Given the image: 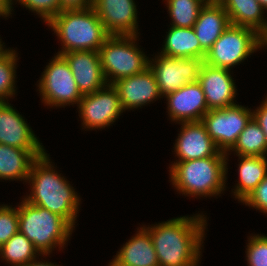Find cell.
<instances>
[{
	"label": "cell",
	"instance_id": "obj_1",
	"mask_svg": "<svg viewBox=\"0 0 267 266\" xmlns=\"http://www.w3.org/2000/svg\"><path fill=\"white\" fill-rule=\"evenodd\" d=\"M203 213L143 226L151 235L159 266H200L207 230Z\"/></svg>",
	"mask_w": 267,
	"mask_h": 266
},
{
	"label": "cell",
	"instance_id": "obj_2",
	"mask_svg": "<svg viewBox=\"0 0 267 266\" xmlns=\"http://www.w3.org/2000/svg\"><path fill=\"white\" fill-rule=\"evenodd\" d=\"M49 156L45 153L33 162L27 180L31 192L24 199L61 216L75 229L81 199L70 182L54 169Z\"/></svg>",
	"mask_w": 267,
	"mask_h": 266
},
{
	"label": "cell",
	"instance_id": "obj_3",
	"mask_svg": "<svg viewBox=\"0 0 267 266\" xmlns=\"http://www.w3.org/2000/svg\"><path fill=\"white\" fill-rule=\"evenodd\" d=\"M227 167L226 157L174 162L169 166V179L179 194L193 198L216 197L226 188Z\"/></svg>",
	"mask_w": 267,
	"mask_h": 266
},
{
	"label": "cell",
	"instance_id": "obj_4",
	"mask_svg": "<svg viewBox=\"0 0 267 266\" xmlns=\"http://www.w3.org/2000/svg\"><path fill=\"white\" fill-rule=\"evenodd\" d=\"M47 26L54 31L62 45L58 55L81 50L99 51L110 36L92 6L86 9L63 10Z\"/></svg>",
	"mask_w": 267,
	"mask_h": 266
},
{
	"label": "cell",
	"instance_id": "obj_5",
	"mask_svg": "<svg viewBox=\"0 0 267 266\" xmlns=\"http://www.w3.org/2000/svg\"><path fill=\"white\" fill-rule=\"evenodd\" d=\"M22 199L18 205L19 232L33 243L41 256H49L57 247L63 249L74 228L61 216Z\"/></svg>",
	"mask_w": 267,
	"mask_h": 266
},
{
	"label": "cell",
	"instance_id": "obj_6",
	"mask_svg": "<svg viewBox=\"0 0 267 266\" xmlns=\"http://www.w3.org/2000/svg\"><path fill=\"white\" fill-rule=\"evenodd\" d=\"M137 35H110L99 48L102 72L107 84L143 72L149 57L137 46Z\"/></svg>",
	"mask_w": 267,
	"mask_h": 266
},
{
	"label": "cell",
	"instance_id": "obj_7",
	"mask_svg": "<svg viewBox=\"0 0 267 266\" xmlns=\"http://www.w3.org/2000/svg\"><path fill=\"white\" fill-rule=\"evenodd\" d=\"M262 49V36L252 28L230 24L206 52L204 62L231 70Z\"/></svg>",
	"mask_w": 267,
	"mask_h": 266
},
{
	"label": "cell",
	"instance_id": "obj_8",
	"mask_svg": "<svg viewBox=\"0 0 267 266\" xmlns=\"http://www.w3.org/2000/svg\"><path fill=\"white\" fill-rule=\"evenodd\" d=\"M47 64L37 84L42 103L48 107L78 105L83 95L66 59L56 54Z\"/></svg>",
	"mask_w": 267,
	"mask_h": 266
},
{
	"label": "cell",
	"instance_id": "obj_9",
	"mask_svg": "<svg viewBox=\"0 0 267 266\" xmlns=\"http://www.w3.org/2000/svg\"><path fill=\"white\" fill-rule=\"evenodd\" d=\"M252 118V110L236 104L221 109H211L202 118L207 133L218 149L228 153L236 144L238 136Z\"/></svg>",
	"mask_w": 267,
	"mask_h": 266
},
{
	"label": "cell",
	"instance_id": "obj_10",
	"mask_svg": "<svg viewBox=\"0 0 267 266\" xmlns=\"http://www.w3.org/2000/svg\"><path fill=\"white\" fill-rule=\"evenodd\" d=\"M149 58V68L153 71L162 97L177 91L186 84L198 81L202 63L200 58H178L157 53Z\"/></svg>",
	"mask_w": 267,
	"mask_h": 266
},
{
	"label": "cell",
	"instance_id": "obj_11",
	"mask_svg": "<svg viewBox=\"0 0 267 266\" xmlns=\"http://www.w3.org/2000/svg\"><path fill=\"white\" fill-rule=\"evenodd\" d=\"M77 107L82 128L86 130L109 127L125 112L112 84H106L94 93L83 95Z\"/></svg>",
	"mask_w": 267,
	"mask_h": 266
},
{
	"label": "cell",
	"instance_id": "obj_12",
	"mask_svg": "<svg viewBox=\"0 0 267 266\" xmlns=\"http://www.w3.org/2000/svg\"><path fill=\"white\" fill-rule=\"evenodd\" d=\"M0 144L29 150L36 158L46 153L30 125L9 101L0 102Z\"/></svg>",
	"mask_w": 267,
	"mask_h": 266
},
{
	"label": "cell",
	"instance_id": "obj_13",
	"mask_svg": "<svg viewBox=\"0 0 267 266\" xmlns=\"http://www.w3.org/2000/svg\"><path fill=\"white\" fill-rule=\"evenodd\" d=\"M180 133L174 144L176 162L206 157H226L207 133L205 125L199 122H181Z\"/></svg>",
	"mask_w": 267,
	"mask_h": 266
},
{
	"label": "cell",
	"instance_id": "obj_14",
	"mask_svg": "<svg viewBox=\"0 0 267 266\" xmlns=\"http://www.w3.org/2000/svg\"><path fill=\"white\" fill-rule=\"evenodd\" d=\"M92 8L109 35H137L138 12L134 0H92Z\"/></svg>",
	"mask_w": 267,
	"mask_h": 266
},
{
	"label": "cell",
	"instance_id": "obj_15",
	"mask_svg": "<svg viewBox=\"0 0 267 266\" xmlns=\"http://www.w3.org/2000/svg\"><path fill=\"white\" fill-rule=\"evenodd\" d=\"M233 79L231 70L202 63L198 82L203 89L209 110L236 105L237 86Z\"/></svg>",
	"mask_w": 267,
	"mask_h": 266
},
{
	"label": "cell",
	"instance_id": "obj_16",
	"mask_svg": "<svg viewBox=\"0 0 267 266\" xmlns=\"http://www.w3.org/2000/svg\"><path fill=\"white\" fill-rule=\"evenodd\" d=\"M168 117L174 123L199 122L209 111L201 84H186L165 97Z\"/></svg>",
	"mask_w": 267,
	"mask_h": 266
},
{
	"label": "cell",
	"instance_id": "obj_17",
	"mask_svg": "<svg viewBox=\"0 0 267 266\" xmlns=\"http://www.w3.org/2000/svg\"><path fill=\"white\" fill-rule=\"evenodd\" d=\"M119 95L124 111L142 108L157 99H163L153 71L147 67L143 72L122 78L112 84Z\"/></svg>",
	"mask_w": 267,
	"mask_h": 266
},
{
	"label": "cell",
	"instance_id": "obj_18",
	"mask_svg": "<svg viewBox=\"0 0 267 266\" xmlns=\"http://www.w3.org/2000/svg\"><path fill=\"white\" fill-rule=\"evenodd\" d=\"M62 56L69 63L82 95L94 93L107 84L98 51H72L63 53Z\"/></svg>",
	"mask_w": 267,
	"mask_h": 266
},
{
	"label": "cell",
	"instance_id": "obj_19",
	"mask_svg": "<svg viewBox=\"0 0 267 266\" xmlns=\"http://www.w3.org/2000/svg\"><path fill=\"white\" fill-rule=\"evenodd\" d=\"M137 230L108 266H159L150 233L143 226Z\"/></svg>",
	"mask_w": 267,
	"mask_h": 266
},
{
	"label": "cell",
	"instance_id": "obj_20",
	"mask_svg": "<svg viewBox=\"0 0 267 266\" xmlns=\"http://www.w3.org/2000/svg\"><path fill=\"white\" fill-rule=\"evenodd\" d=\"M230 24L223 6L217 0H208L193 25L201 48L207 52Z\"/></svg>",
	"mask_w": 267,
	"mask_h": 266
},
{
	"label": "cell",
	"instance_id": "obj_21",
	"mask_svg": "<svg viewBox=\"0 0 267 266\" xmlns=\"http://www.w3.org/2000/svg\"><path fill=\"white\" fill-rule=\"evenodd\" d=\"M229 16L230 23L249 27L261 36L267 33L265 9L257 0H217Z\"/></svg>",
	"mask_w": 267,
	"mask_h": 266
},
{
	"label": "cell",
	"instance_id": "obj_22",
	"mask_svg": "<svg viewBox=\"0 0 267 266\" xmlns=\"http://www.w3.org/2000/svg\"><path fill=\"white\" fill-rule=\"evenodd\" d=\"M166 33L161 54L178 58H200L204 61L206 52L201 48L193 27L170 26Z\"/></svg>",
	"mask_w": 267,
	"mask_h": 266
},
{
	"label": "cell",
	"instance_id": "obj_23",
	"mask_svg": "<svg viewBox=\"0 0 267 266\" xmlns=\"http://www.w3.org/2000/svg\"><path fill=\"white\" fill-rule=\"evenodd\" d=\"M238 156V184L232 189L235 199L243 202L267 175V158L262 156Z\"/></svg>",
	"mask_w": 267,
	"mask_h": 266
},
{
	"label": "cell",
	"instance_id": "obj_24",
	"mask_svg": "<svg viewBox=\"0 0 267 266\" xmlns=\"http://www.w3.org/2000/svg\"><path fill=\"white\" fill-rule=\"evenodd\" d=\"M36 159L29 150L0 144V179L27 182Z\"/></svg>",
	"mask_w": 267,
	"mask_h": 266
},
{
	"label": "cell",
	"instance_id": "obj_25",
	"mask_svg": "<svg viewBox=\"0 0 267 266\" xmlns=\"http://www.w3.org/2000/svg\"><path fill=\"white\" fill-rule=\"evenodd\" d=\"M232 152L239 156H262L267 157L266 136L259 124L252 117L246 124L245 129L238 136L234 147L226 153L227 165L229 155Z\"/></svg>",
	"mask_w": 267,
	"mask_h": 266
},
{
	"label": "cell",
	"instance_id": "obj_26",
	"mask_svg": "<svg viewBox=\"0 0 267 266\" xmlns=\"http://www.w3.org/2000/svg\"><path fill=\"white\" fill-rule=\"evenodd\" d=\"M39 256L41 255L33 243L19 231L0 247L1 260L9 266H26L31 261L39 259Z\"/></svg>",
	"mask_w": 267,
	"mask_h": 266
},
{
	"label": "cell",
	"instance_id": "obj_27",
	"mask_svg": "<svg viewBox=\"0 0 267 266\" xmlns=\"http://www.w3.org/2000/svg\"><path fill=\"white\" fill-rule=\"evenodd\" d=\"M208 0H165L174 27L190 28L195 24L201 8Z\"/></svg>",
	"mask_w": 267,
	"mask_h": 266
},
{
	"label": "cell",
	"instance_id": "obj_28",
	"mask_svg": "<svg viewBox=\"0 0 267 266\" xmlns=\"http://www.w3.org/2000/svg\"><path fill=\"white\" fill-rule=\"evenodd\" d=\"M18 53L14 49L5 48L0 50V102L8 101L14 97L16 90V70Z\"/></svg>",
	"mask_w": 267,
	"mask_h": 266
},
{
	"label": "cell",
	"instance_id": "obj_29",
	"mask_svg": "<svg viewBox=\"0 0 267 266\" xmlns=\"http://www.w3.org/2000/svg\"><path fill=\"white\" fill-rule=\"evenodd\" d=\"M18 206L0 205V247L19 231Z\"/></svg>",
	"mask_w": 267,
	"mask_h": 266
},
{
	"label": "cell",
	"instance_id": "obj_30",
	"mask_svg": "<svg viewBox=\"0 0 267 266\" xmlns=\"http://www.w3.org/2000/svg\"><path fill=\"white\" fill-rule=\"evenodd\" d=\"M246 246L248 266H267V236L250 235Z\"/></svg>",
	"mask_w": 267,
	"mask_h": 266
},
{
	"label": "cell",
	"instance_id": "obj_31",
	"mask_svg": "<svg viewBox=\"0 0 267 266\" xmlns=\"http://www.w3.org/2000/svg\"><path fill=\"white\" fill-rule=\"evenodd\" d=\"M42 18L46 25L60 13V0H12Z\"/></svg>",
	"mask_w": 267,
	"mask_h": 266
},
{
	"label": "cell",
	"instance_id": "obj_32",
	"mask_svg": "<svg viewBox=\"0 0 267 266\" xmlns=\"http://www.w3.org/2000/svg\"><path fill=\"white\" fill-rule=\"evenodd\" d=\"M242 203L267 214V175Z\"/></svg>",
	"mask_w": 267,
	"mask_h": 266
},
{
	"label": "cell",
	"instance_id": "obj_33",
	"mask_svg": "<svg viewBox=\"0 0 267 266\" xmlns=\"http://www.w3.org/2000/svg\"><path fill=\"white\" fill-rule=\"evenodd\" d=\"M256 108L257 109L252 110V117L263 130L267 141V96L265 97V100L261 102L260 106Z\"/></svg>",
	"mask_w": 267,
	"mask_h": 266
},
{
	"label": "cell",
	"instance_id": "obj_34",
	"mask_svg": "<svg viewBox=\"0 0 267 266\" xmlns=\"http://www.w3.org/2000/svg\"><path fill=\"white\" fill-rule=\"evenodd\" d=\"M92 6V0H60V12L63 10L86 9Z\"/></svg>",
	"mask_w": 267,
	"mask_h": 266
},
{
	"label": "cell",
	"instance_id": "obj_35",
	"mask_svg": "<svg viewBox=\"0 0 267 266\" xmlns=\"http://www.w3.org/2000/svg\"><path fill=\"white\" fill-rule=\"evenodd\" d=\"M13 5L14 4L12 0H0V16L4 17L5 19L6 17H10L13 12Z\"/></svg>",
	"mask_w": 267,
	"mask_h": 266
},
{
	"label": "cell",
	"instance_id": "obj_36",
	"mask_svg": "<svg viewBox=\"0 0 267 266\" xmlns=\"http://www.w3.org/2000/svg\"><path fill=\"white\" fill-rule=\"evenodd\" d=\"M26 266H60V265H56L55 263L50 262L49 259L47 261L43 259L42 261L40 259L39 260L35 259Z\"/></svg>",
	"mask_w": 267,
	"mask_h": 266
},
{
	"label": "cell",
	"instance_id": "obj_37",
	"mask_svg": "<svg viewBox=\"0 0 267 266\" xmlns=\"http://www.w3.org/2000/svg\"><path fill=\"white\" fill-rule=\"evenodd\" d=\"M262 7L267 11V0H257Z\"/></svg>",
	"mask_w": 267,
	"mask_h": 266
},
{
	"label": "cell",
	"instance_id": "obj_38",
	"mask_svg": "<svg viewBox=\"0 0 267 266\" xmlns=\"http://www.w3.org/2000/svg\"><path fill=\"white\" fill-rule=\"evenodd\" d=\"M267 47V37H262V48Z\"/></svg>",
	"mask_w": 267,
	"mask_h": 266
},
{
	"label": "cell",
	"instance_id": "obj_39",
	"mask_svg": "<svg viewBox=\"0 0 267 266\" xmlns=\"http://www.w3.org/2000/svg\"><path fill=\"white\" fill-rule=\"evenodd\" d=\"M1 40H2V39L0 38V50L4 47V44H5V43H2Z\"/></svg>",
	"mask_w": 267,
	"mask_h": 266
}]
</instances>
